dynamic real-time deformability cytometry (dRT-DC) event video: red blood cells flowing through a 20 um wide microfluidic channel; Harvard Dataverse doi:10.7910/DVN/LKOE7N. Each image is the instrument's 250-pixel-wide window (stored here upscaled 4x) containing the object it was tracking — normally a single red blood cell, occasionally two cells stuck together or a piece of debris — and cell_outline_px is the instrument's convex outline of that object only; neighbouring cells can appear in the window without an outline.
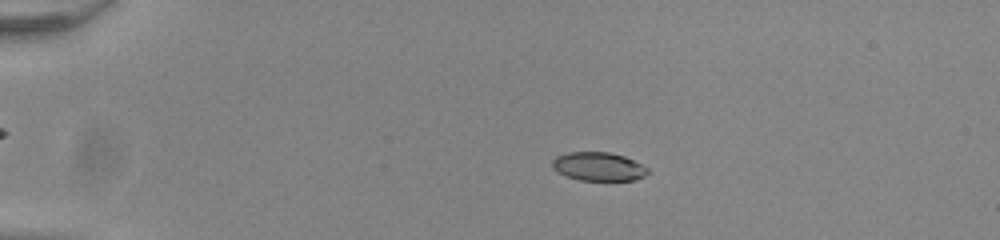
{"species": "common noctule bat (a hibernating species)", "species_latin": "Nyctalus noctula", "temperature_condition": "room temperature", "stored_images_in_passage": 54, "camera_frame_rate_fps": 3000, "um_per_image_px": 0.085, "animal": {"sex": "male", "body_mass_g": 20.0, "forearm_length_mm": 53.3}, "frame": {"image": 1, "passage_image": 12, "time_ms": 3.667, "image_size_px": [1000, 240], "cell_outline_px": [[648, 172], [644, 176], [636, 180], [580, 180], [556, 172], [552, 168], [552, 160], [556, 156], [568, 152], [608, 152], [624, 156], [648, 168]], "centroid_in_image_um": [50.84, 14.15], "position_along_channel_um": 34.2, "area_um2": 15.84}}
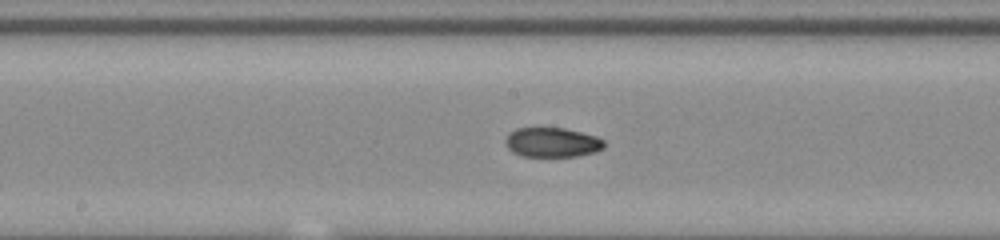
{"frame": {"image": 2, "passage_image": 30, "time_ms": 9.667, "image_size_px": [1000, 240], "cell_outline_px": [[604, 148], [596, 152], [576, 156], [520, 156], [512, 152], [504, 144], [504, 140], [508, 132], [516, 128], [564, 128], [596, 136], [604, 140]], "centroid_in_image_um": [46.89, 12.1], "position_along_channel_um": 201.3, "area_um2": 17.17}}
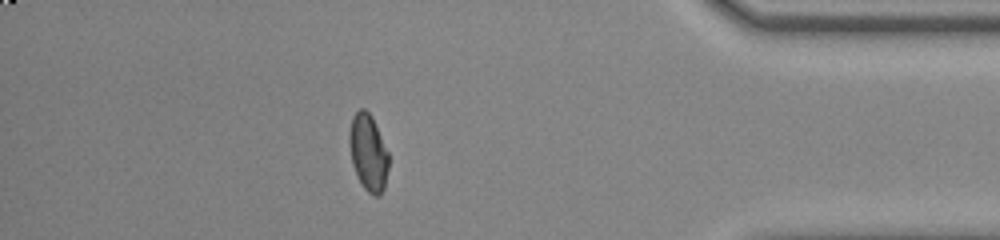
{"frame": {"image": 3, "passage_image": 48, "time_ms": 15.667, "image_size_px": [1000, 240], "cell_outline_px": [[388, 168], [384, 188], [380, 196], [372, 196], [364, 188], [352, 164], [348, 140], [348, 136], [352, 116], [360, 108], [364, 108], [372, 116], [388, 152]], "centroid_in_image_um": [31.29, 12.96], "position_along_channel_um": 403.9, "area_um2": 17.57}, "authors_computed_cell_mechanics": {"area_um2": 17.0799, "velocity_mm_per_s": 3.9002, "shape_relaxation_time_tau1_ms": null, "shape_relaxation_time_tau2_ms": 1.8692, "deformation_change_tau1": null, "deformation_change_tau2": 0.0523}}